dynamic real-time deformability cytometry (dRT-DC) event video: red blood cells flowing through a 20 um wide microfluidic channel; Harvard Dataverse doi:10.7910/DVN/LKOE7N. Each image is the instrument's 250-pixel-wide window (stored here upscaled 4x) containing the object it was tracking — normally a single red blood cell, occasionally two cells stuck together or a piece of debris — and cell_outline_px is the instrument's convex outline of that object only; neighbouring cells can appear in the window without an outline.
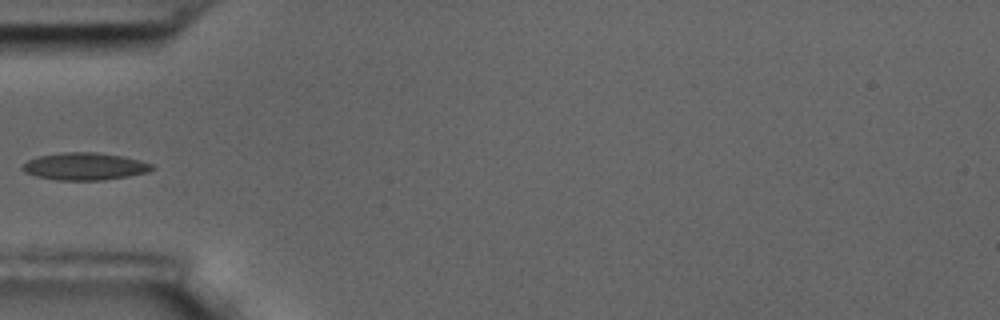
{"species": "common noctule bat (a hibernating species)", "species_latin": "Nyctalus noctula", "temperature_condition": "room temperature", "stored_images_in_passage": 15, "camera_frame_rate_fps": 3000, "um_per_image_px": 0.085, "animal": {"sex": "male", "body_mass_g": 17.5, "forearm_length_mm": 52.3}, "frame": {"image": 1, "passage_image": 5, "time_ms": 1.333, "image_size_px": [1000, 320], "cell_outline_px": [[156, 168], [148, 172], [128, 176], [100, 180], [56, 180], [36, 176], [24, 172], [20, 168], [28, 160], [36, 156], [64, 152], [96, 152], [120, 156], [140, 160], [152, 164]], "centroid_in_image_um": [7.18, 14.14], "position_along_channel_um": 77.8, "area_um2": 20.63}}
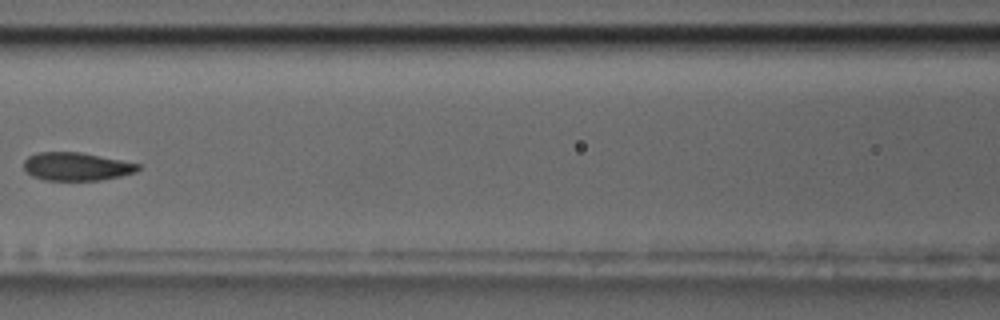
{"frame": {"image": 2, "passage_image": 7, "time_ms": 2.0, "image_size_px": [1000, 320], "cell_outline_px": [[140, 168], [136, 172], [120, 176], [100, 180], [44, 180], [32, 176], [24, 172], [24, 160], [28, 156], [36, 152], [80, 152], [140, 164]], "centroid_in_image_um": [6.45, 14.15], "position_along_channel_um": 160.1, "area_um2": 18.79}}
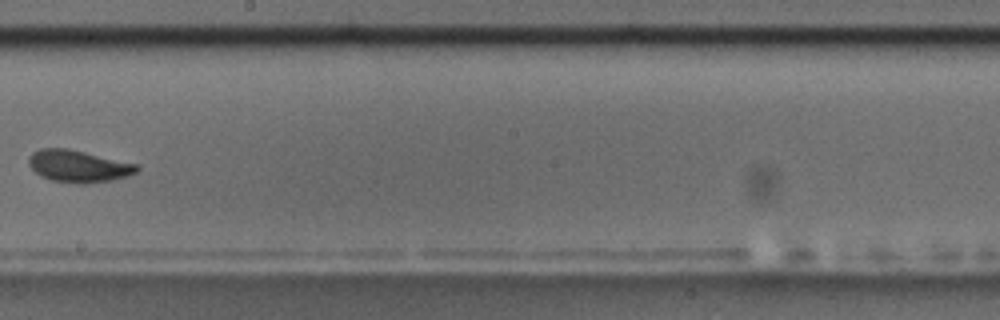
{"frame": {"image": 3, "passage_image": 9, "time_ms": 2.667, "image_size_px": [1000, 320], "cell_outline_px": [[140, 168], [136, 172], [128, 176], [112, 180], [88, 184], [76, 184], [52, 180], [40, 176], [28, 164], [28, 156], [32, 152], [40, 148], [68, 148], [140, 164]], "centroid_in_image_um": [6.68, 14.12], "position_along_channel_um": 241.5, "area_um2": 20.58}}